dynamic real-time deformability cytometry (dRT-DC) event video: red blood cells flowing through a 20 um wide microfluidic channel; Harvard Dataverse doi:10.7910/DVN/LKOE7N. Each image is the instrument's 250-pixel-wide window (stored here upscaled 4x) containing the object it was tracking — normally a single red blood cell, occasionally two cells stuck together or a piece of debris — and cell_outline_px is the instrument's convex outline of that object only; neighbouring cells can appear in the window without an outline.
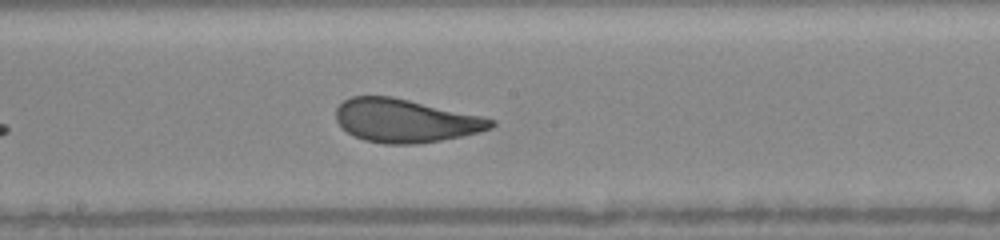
{"species": "human", "species_latin": "Homo sapiens", "temperature_condition": "warm", "stored_images_in_passage": 23, "camera_frame_rate_fps": 3000, "um_per_image_px": 0.085, "donor": {"sex": "female"}, "frame": {"image": 1, "passage_image": 13, "time_ms": 4.333, "image_size_px": [1000, 240], "cell_outline_px": [[496, 124], [492, 128], [464, 136], [420, 144], [384, 144], [364, 140], [348, 132], [336, 120], [336, 108], [344, 100], [352, 96], [392, 96], [484, 116], [496, 120]], "centroid_in_image_um": [34.5, 10.26], "position_along_channel_um": 213.7, "area_um2": 39.36}}